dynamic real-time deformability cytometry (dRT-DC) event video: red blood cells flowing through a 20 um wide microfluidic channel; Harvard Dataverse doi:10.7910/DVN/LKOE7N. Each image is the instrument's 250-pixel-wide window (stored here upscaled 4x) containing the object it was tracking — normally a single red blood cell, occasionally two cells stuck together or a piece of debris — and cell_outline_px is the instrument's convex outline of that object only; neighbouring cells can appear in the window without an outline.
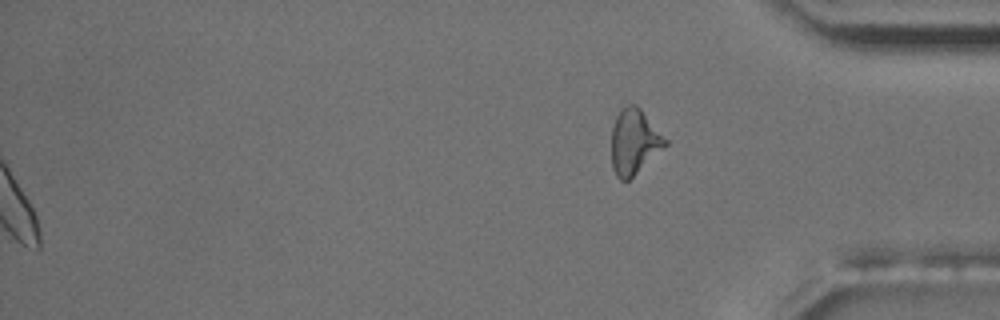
{"species": "common noctule bat (a hibernating species)", "species_latin": "Nyctalus noctula", "temperature_condition": "room temperature", "stored_images_in_passage": 57, "camera_frame_rate_fps": 3000, "um_per_image_px": 0.085, "animal": {"sex": "male", "body_mass_g": 17.5, "forearm_length_mm": 52.3}, "frame": {"image": 1, "passage_image": 57, "time_ms": 18.667, "image_size_px": [1000, 320], "cell_outline_px": [[668, 144], [628, 180], [620, 180], [616, 176], [612, 168], [612, 124], [620, 108], [628, 104], [636, 104], [640, 108], [668, 140]], "centroid_in_image_um": [53.89, 12.02], "position_along_channel_um": 381.3, "area_um2": 20.35}, "authors_computed_cell_mechanics": {"area_um2": 19.7676, "velocity_mm_per_s": 3.6813, "shape_relaxation_time_tau1_ms": 11.0851, "shape_relaxation_time_tau2_ms": 3.6762, "deformation_change_tau1": 0.159, "deformation_change_tau2": 0.103}}